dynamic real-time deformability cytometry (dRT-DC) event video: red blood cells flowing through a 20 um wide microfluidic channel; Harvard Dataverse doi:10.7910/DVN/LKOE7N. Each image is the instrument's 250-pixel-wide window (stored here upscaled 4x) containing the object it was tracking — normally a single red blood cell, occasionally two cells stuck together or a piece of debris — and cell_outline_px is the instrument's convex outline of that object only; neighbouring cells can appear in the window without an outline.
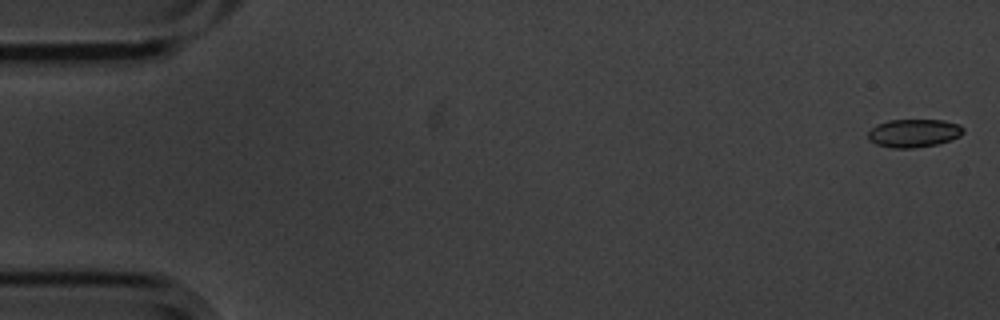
{"species": "common noctule bat (a hibernating species)", "species_latin": "Nyctalus noctula", "temperature_condition": "cold", "stored_images_in_passage": 5, "segment_of_instrument_passage": [1, 2], "camera_frame_rate_fps": 3000, "um_per_image_px": 0.085, "animal": {"sex": "male", "body_mass_g": 20.1, "forearm_length_mm": 53.5}, "frame": {"image": 1, "passage_image": 1, "time_ms": 0.0, "image_size_px": [1000, 320], "cell_outline_px": [[964, 132], [960, 136], [936, 144], [912, 148], [892, 148], [876, 144], [868, 140], [868, 132], [876, 124], [888, 120], [944, 120], [960, 124], [964, 128]], "centroid_in_image_um": [77.66, 11.3], "position_along_channel_um": 7.3, "area_um2": 15.66}}